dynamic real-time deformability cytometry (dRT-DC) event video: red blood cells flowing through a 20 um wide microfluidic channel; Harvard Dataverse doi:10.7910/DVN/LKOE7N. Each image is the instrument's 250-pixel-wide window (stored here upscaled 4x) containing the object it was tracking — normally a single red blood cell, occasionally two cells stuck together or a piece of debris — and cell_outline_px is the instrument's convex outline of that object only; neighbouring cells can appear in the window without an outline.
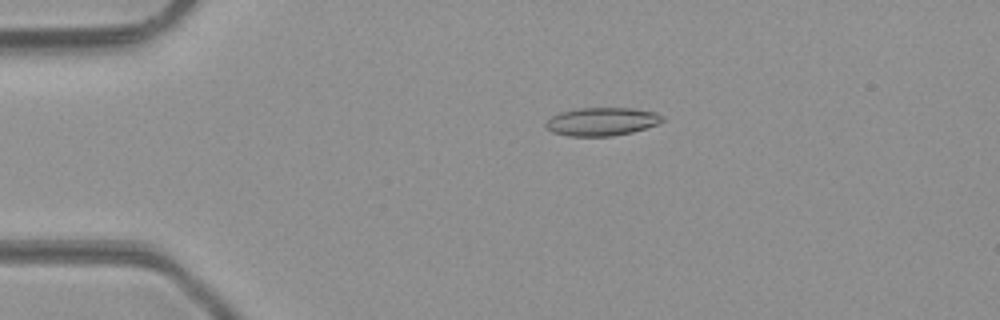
{"species": "common noctule bat (a hibernating species)", "species_latin": "Nyctalus noctula", "temperature_condition": "room temperature", "stored_images_in_passage": 49, "camera_frame_rate_fps": 3000, "um_per_image_px": 0.085, "animal": {"sex": "male", "body_mass_g": 23.1, "forearm_length_mm": 52.7}, "frame": {"image": 1, "passage_image": 11, "time_ms": 3.333, "image_size_px": [1000, 320], "cell_outline_px": [[664, 120], [656, 124], [632, 132], [612, 136], [568, 136], [552, 132], [544, 124], [552, 116], [560, 112], [580, 108], [632, 108], [656, 112], [664, 116]], "centroid_in_image_um": [51.16, 10.33], "position_along_channel_um": 33.8, "area_um2": 19.07}}
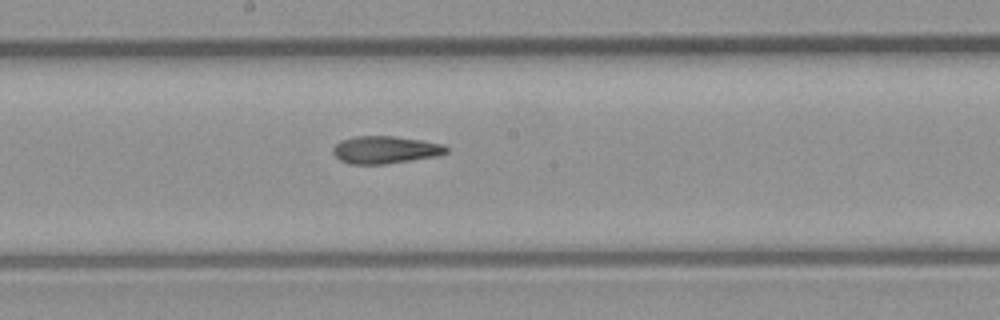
{"frame": {"image": 2, "passage_image": 27, "time_ms": 8.667, "image_size_px": [1000, 320], "cell_outline_px": [[448, 152], [436, 156], [384, 164], [348, 164], [340, 160], [332, 152], [332, 148], [340, 140], [352, 136], [392, 136], [420, 140], [444, 144], [448, 148]], "centroid_in_image_um": [32.71, 12.73], "position_along_channel_um": 215.5, "area_um2": 18.15}}
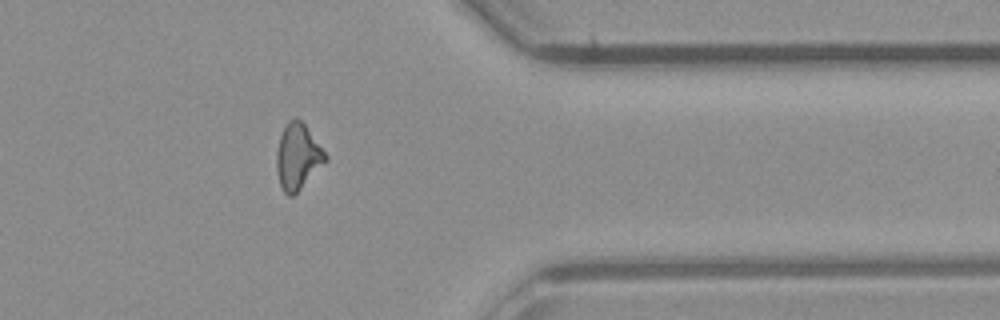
{"frame": {"image": 3, "passage_image": 40, "time_ms": 13.0, "image_size_px": [1000, 320], "cell_outline_px": [[328, 160], [292, 196], [288, 196], [284, 192], [280, 184], [276, 168], [276, 152], [280, 136], [284, 124], [288, 120], [296, 116], [304, 124], [328, 156]], "centroid_in_image_um": [25.29, 13.28], "position_along_channel_um": 386.1, "area_um2": 18.61}, "authors_computed_cell_mechanics": {"area_um2": 18.4382, "velocity_mm_per_s": 4.2618, "shape_relaxation_time_tau1_ms": null, "shape_relaxation_time_tau2_ms": 2.2735, "deformation_change_tau1": null, "deformation_change_tau2": 0.1036}}